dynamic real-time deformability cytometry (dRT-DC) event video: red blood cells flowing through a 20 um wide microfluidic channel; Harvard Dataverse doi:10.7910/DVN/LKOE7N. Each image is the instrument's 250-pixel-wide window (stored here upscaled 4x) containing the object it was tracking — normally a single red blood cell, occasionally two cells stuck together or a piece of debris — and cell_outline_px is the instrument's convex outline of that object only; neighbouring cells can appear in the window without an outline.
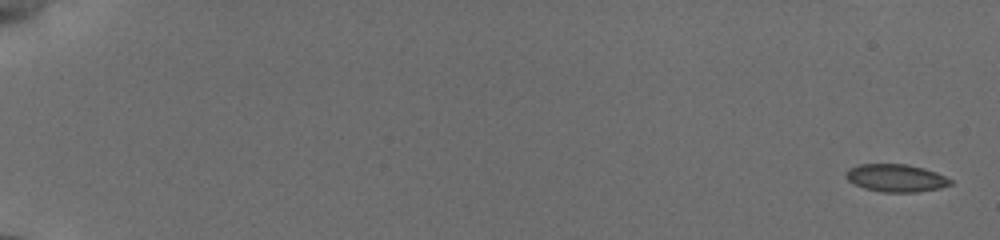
{"species": "common noctule bat (a hibernating species)", "species_latin": "Nyctalus noctula", "temperature_condition": "cold", "stored_images_in_passage": 28, "camera_frame_rate_fps": 3000, "um_per_image_px": 0.085, "animal": {"sex": "female", "body_mass_g": 19.5, "forearm_length_mm": 54.1}, "frame": {"image": 1, "passage_image": 1, "time_ms": 0.0, "image_size_px": [1000, 240], "cell_outline_px": [[952, 184], [940, 188], [916, 192], [880, 192], [864, 188], [848, 180], [844, 176], [844, 172], [848, 168], [860, 164], [908, 164], [924, 168], [936, 172], [952, 180]], "centroid_in_image_um": [76.13, 15.12], "position_along_channel_um": 8.9, "area_um2": 16.94}, "authors_computed_cell_mechanics": {"area_um2": 17.7446, "velocity_mm_per_s": 3.8411, "shape_relaxation_time_tau1_ms": 4.9386, "shape_relaxation_time_tau2_ms": 2.346, "deformation_change_tau1": 0.0725, "deformation_change_tau2": 0.0456}}